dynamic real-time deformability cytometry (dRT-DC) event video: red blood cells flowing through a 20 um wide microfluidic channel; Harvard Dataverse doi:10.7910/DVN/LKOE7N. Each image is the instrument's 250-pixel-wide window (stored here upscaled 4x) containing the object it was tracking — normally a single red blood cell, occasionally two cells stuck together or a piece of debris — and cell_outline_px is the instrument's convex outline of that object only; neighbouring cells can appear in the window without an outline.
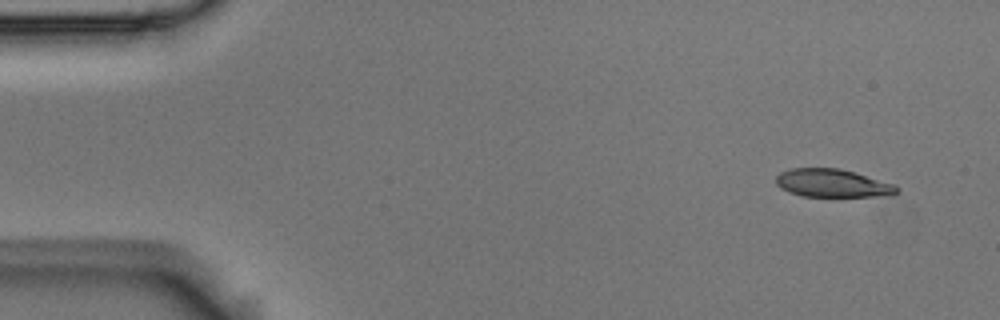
{"species": "Egyptian fruit bat (a non-hibernating species)", "species_latin": "Rousettus aegyptiacus", "temperature_condition": "room temperature", "stored_images_in_passage": 6, "camera_frame_rate_fps": 3000, "um_per_image_px": 0.085, "animal": {"sex": "male"}, "frame": {"image": 1, "passage_image": 1, "time_ms": 0.0, "image_size_px": [1000, 320], "cell_outline_px": [[900, 188], [892, 196], [800, 196], [788, 192], [780, 188], [776, 184], [776, 176], [780, 172], [788, 168], [840, 168], [856, 172], [896, 184]], "centroid_in_image_um": [70.77, 15.56], "position_along_channel_um": 14.2, "area_um2": 20.11}}
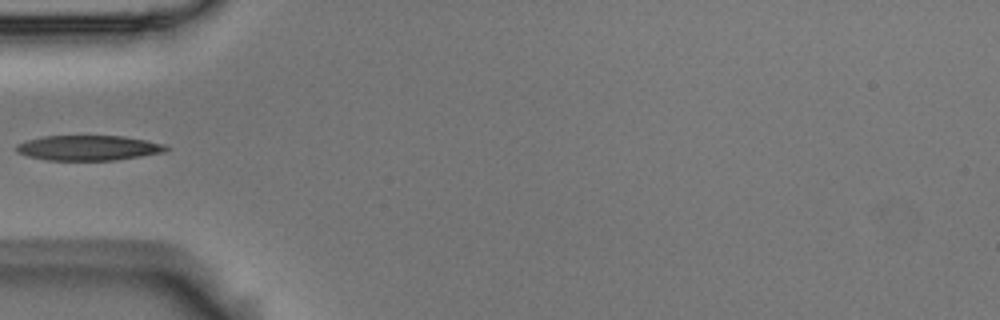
{"frame": {"image": 2, "passage_image": 5, "time_ms": 1.333, "image_size_px": [1000, 320], "cell_outline_px": [[168, 148], [164, 152], [116, 160], [44, 160], [28, 156], [16, 152], [16, 144], [28, 140], [44, 136], [124, 136], [164, 144]], "centroid_in_image_um": [7.48, 12.57], "position_along_channel_um": 77.5, "area_um2": 21.73}}
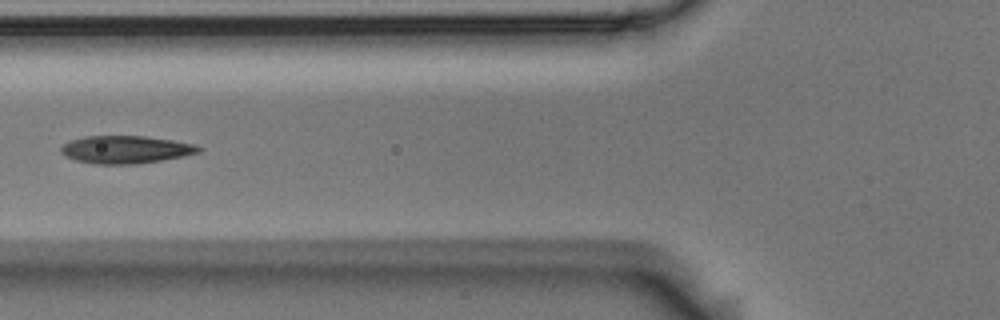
{"frame": {"image": 3, "passage_image": 6, "time_ms": 1.667, "image_size_px": [1000, 320], "cell_outline_px": [[204, 148], [200, 152], [184, 156], [136, 164], [96, 164], [76, 160], [64, 156], [60, 152], [60, 148], [68, 140], [84, 136], [144, 136], [172, 140], [196, 144]], "centroid_in_image_um": [10.68, 12.71], "position_along_channel_um": 115.1, "area_um2": 22.37}}